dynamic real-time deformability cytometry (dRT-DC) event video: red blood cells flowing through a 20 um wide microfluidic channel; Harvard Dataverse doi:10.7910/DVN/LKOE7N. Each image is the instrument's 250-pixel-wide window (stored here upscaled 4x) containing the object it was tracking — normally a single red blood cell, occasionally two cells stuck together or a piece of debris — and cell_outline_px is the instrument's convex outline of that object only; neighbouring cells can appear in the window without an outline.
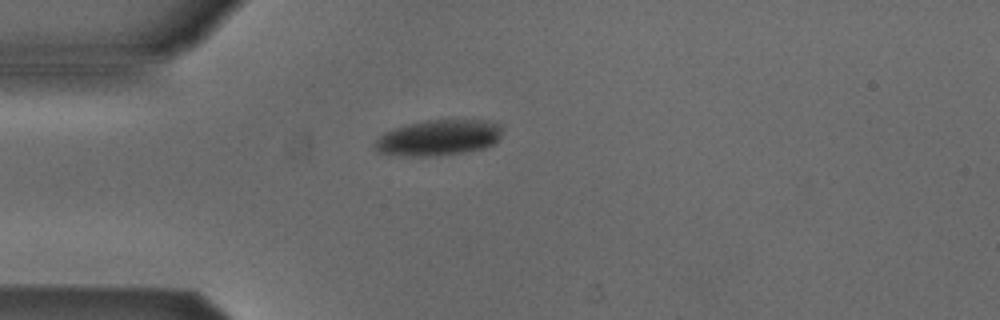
{"species": "Egyptian fruit bat (a non-hibernating species)", "species_latin": "Rousettus aegyptiacus", "temperature_condition": "cold", "stored_images_in_passage": 3, "camera_frame_rate_fps": 3000, "um_per_image_px": 0.085, "animal": {"sex": "male"}, "frame": {"image": 1, "passage_image": 3, "time_ms": 0.667, "image_size_px": [1000, 320], "cell_outline_px": [[500, 136], [492, 144], [484, 148], [460, 152], [424, 156], [412, 156], [380, 152], [376, 148], [376, 140], [384, 132], [392, 128], [408, 124], [428, 120], [492, 120], [500, 124]], "centroid_in_image_um": [37.29, 11.67], "position_along_channel_um": 47.7, "area_um2": 25.95}}